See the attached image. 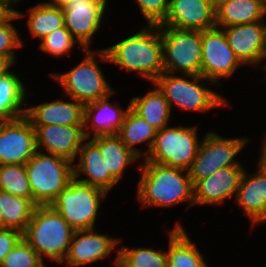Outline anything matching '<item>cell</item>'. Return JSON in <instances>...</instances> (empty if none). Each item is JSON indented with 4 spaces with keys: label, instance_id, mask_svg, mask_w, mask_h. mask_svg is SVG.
Masks as SVG:
<instances>
[{
    "label": "cell",
    "instance_id": "cell-39",
    "mask_svg": "<svg viewBox=\"0 0 266 267\" xmlns=\"http://www.w3.org/2000/svg\"><path fill=\"white\" fill-rule=\"evenodd\" d=\"M266 132V131H264ZM264 140L262 141V146L260 147V157L258 161V166L266 173V133L264 135Z\"/></svg>",
    "mask_w": 266,
    "mask_h": 267
},
{
    "label": "cell",
    "instance_id": "cell-20",
    "mask_svg": "<svg viewBox=\"0 0 266 267\" xmlns=\"http://www.w3.org/2000/svg\"><path fill=\"white\" fill-rule=\"evenodd\" d=\"M116 90L107 97L84 105V135L91 138L99 135H117L130 109V103L125 109L109 101ZM91 133V134H90Z\"/></svg>",
    "mask_w": 266,
    "mask_h": 267
},
{
    "label": "cell",
    "instance_id": "cell-5",
    "mask_svg": "<svg viewBox=\"0 0 266 267\" xmlns=\"http://www.w3.org/2000/svg\"><path fill=\"white\" fill-rule=\"evenodd\" d=\"M75 230L51 205H38L23 232V239L44 261L56 263L65 259Z\"/></svg>",
    "mask_w": 266,
    "mask_h": 267
},
{
    "label": "cell",
    "instance_id": "cell-25",
    "mask_svg": "<svg viewBox=\"0 0 266 267\" xmlns=\"http://www.w3.org/2000/svg\"><path fill=\"white\" fill-rule=\"evenodd\" d=\"M17 74L10 70L0 77V121L25 116L27 90Z\"/></svg>",
    "mask_w": 266,
    "mask_h": 267
},
{
    "label": "cell",
    "instance_id": "cell-10",
    "mask_svg": "<svg viewBox=\"0 0 266 267\" xmlns=\"http://www.w3.org/2000/svg\"><path fill=\"white\" fill-rule=\"evenodd\" d=\"M164 72L201 75V31L160 27Z\"/></svg>",
    "mask_w": 266,
    "mask_h": 267
},
{
    "label": "cell",
    "instance_id": "cell-21",
    "mask_svg": "<svg viewBox=\"0 0 266 267\" xmlns=\"http://www.w3.org/2000/svg\"><path fill=\"white\" fill-rule=\"evenodd\" d=\"M77 157L78 163H73V176L77 180L103 189L107 193L119 183L102 161L100 148L90 138L83 141Z\"/></svg>",
    "mask_w": 266,
    "mask_h": 267
},
{
    "label": "cell",
    "instance_id": "cell-3",
    "mask_svg": "<svg viewBox=\"0 0 266 267\" xmlns=\"http://www.w3.org/2000/svg\"><path fill=\"white\" fill-rule=\"evenodd\" d=\"M83 52L85 54L82 61L74 68L63 73L52 72L50 76L55 78L65 96L86 105L107 97L115 91V88H111L101 67L98 66L100 62H109L106 51L102 48L85 49Z\"/></svg>",
    "mask_w": 266,
    "mask_h": 267
},
{
    "label": "cell",
    "instance_id": "cell-42",
    "mask_svg": "<svg viewBox=\"0 0 266 267\" xmlns=\"http://www.w3.org/2000/svg\"><path fill=\"white\" fill-rule=\"evenodd\" d=\"M229 0H209L212 9L216 12L219 8L225 5Z\"/></svg>",
    "mask_w": 266,
    "mask_h": 267
},
{
    "label": "cell",
    "instance_id": "cell-23",
    "mask_svg": "<svg viewBox=\"0 0 266 267\" xmlns=\"http://www.w3.org/2000/svg\"><path fill=\"white\" fill-rule=\"evenodd\" d=\"M168 238L167 267H209L197 244L189 238L180 221L168 230Z\"/></svg>",
    "mask_w": 266,
    "mask_h": 267
},
{
    "label": "cell",
    "instance_id": "cell-11",
    "mask_svg": "<svg viewBox=\"0 0 266 267\" xmlns=\"http://www.w3.org/2000/svg\"><path fill=\"white\" fill-rule=\"evenodd\" d=\"M202 62L201 76L220 86V79L231 78L244 65L230 48L225 33L220 28L201 32Z\"/></svg>",
    "mask_w": 266,
    "mask_h": 267
},
{
    "label": "cell",
    "instance_id": "cell-24",
    "mask_svg": "<svg viewBox=\"0 0 266 267\" xmlns=\"http://www.w3.org/2000/svg\"><path fill=\"white\" fill-rule=\"evenodd\" d=\"M90 139L100 148L102 161L118 182L124 177L128 166L140 160L117 135H99Z\"/></svg>",
    "mask_w": 266,
    "mask_h": 267
},
{
    "label": "cell",
    "instance_id": "cell-17",
    "mask_svg": "<svg viewBox=\"0 0 266 267\" xmlns=\"http://www.w3.org/2000/svg\"><path fill=\"white\" fill-rule=\"evenodd\" d=\"M32 126L36 132L37 150L62 157L72 163L76 161L79 149L86 139L84 126L57 124Z\"/></svg>",
    "mask_w": 266,
    "mask_h": 267
},
{
    "label": "cell",
    "instance_id": "cell-22",
    "mask_svg": "<svg viewBox=\"0 0 266 267\" xmlns=\"http://www.w3.org/2000/svg\"><path fill=\"white\" fill-rule=\"evenodd\" d=\"M68 98L26 107L25 116L32 125L84 126V105Z\"/></svg>",
    "mask_w": 266,
    "mask_h": 267
},
{
    "label": "cell",
    "instance_id": "cell-19",
    "mask_svg": "<svg viewBox=\"0 0 266 267\" xmlns=\"http://www.w3.org/2000/svg\"><path fill=\"white\" fill-rule=\"evenodd\" d=\"M256 171L242 173L235 203L254 226L266 223V173L259 167ZM258 224V225H257Z\"/></svg>",
    "mask_w": 266,
    "mask_h": 267
},
{
    "label": "cell",
    "instance_id": "cell-33",
    "mask_svg": "<svg viewBox=\"0 0 266 267\" xmlns=\"http://www.w3.org/2000/svg\"><path fill=\"white\" fill-rule=\"evenodd\" d=\"M79 45L78 42L73 38L71 33L65 28H58L48 36L43 38L39 43L40 51L46 54L61 57L63 55L71 56L72 48L74 45Z\"/></svg>",
    "mask_w": 266,
    "mask_h": 267
},
{
    "label": "cell",
    "instance_id": "cell-34",
    "mask_svg": "<svg viewBox=\"0 0 266 267\" xmlns=\"http://www.w3.org/2000/svg\"><path fill=\"white\" fill-rule=\"evenodd\" d=\"M36 251L22 238L5 256L0 267H47Z\"/></svg>",
    "mask_w": 266,
    "mask_h": 267
},
{
    "label": "cell",
    "instance_id": "cell-28",
    "mask_svg": "<svg viewBox=\"0 0 266 267\" xmlns=\"http://www.w3.org/2000/svg\"><path fill=\"white\" fill-rule=\"evenodd\" d=\"M151 85L153 89L145 95L130 99V108L158 131L169 126L172 111L164 95L154 84Z\"/></svg>",
    "mask_w": 266,
    "mask_h": 267
},
{
    "label": "cell",
    "instance_id": "cell-27",
    "mask_svg": "<svg viewBox=\"0 0 266 267\" xmlns=\"http://www.w3.org/2000/svg\"><path fill=\"white\" fill-rule=\"evenodd\" d=\"M157 130L145 119L137 115L131 108L128 110L117 136L140 159L151 151ZM147 150H141L135 146L144 143Z\"/></svg>",
    "mask_w": 266,
    "mask_h": 267
},
{
    "label": "cell",
    "instance_id": "cell-7",
    "mask_svg": "<svg viewBox=\"0 0 266 267\" xmlns=\"http://www.w3.org/2000/svg\"><path fill=\"white\" fill-rule=\"evenodd\" d=\"M108 194L73 177L50 205L75 231L95 229L101 200Z\"/></svg>",
    "mask_w": 266,
    "mask_h": 267
},
{
    "label": "cell",
    "instance_id": "cell-6",
    "mask_svg": "<svg viewBox=\"0 0 266 267\" xmlns=\"http://www.w3.org/2000/svg\"><path fill=\"white\" fill-rule=\"evenodd\" d=\"M25 166L32 199L37 205H50L74 177L72 162L39 150Z\"/></svg>",
    "mask_w": 266,
    "mask_h": 267
},
{
    "label": "cell",
    "instance_id": "cell-35",
    "mask_svg": "<svg viewBox=\"0 0 266 267\" xmlns=\"http://www.w3.org/2000/svg\"><path fill=\"white\" fill-rule=\"evenodd\" d=\"M17 19V14L14 13L7 21L0 23V56L8 59L13 65H17L15 51L24 45L17 28L11 22Z\"/></svg>",
    "mask_w": 266,
    "mask_h": 267
},
{
    "label": "cell",
    "instance_id": "cell-43",
    "mask_svg": "<svg viewBox=\"0 0 266 267\" xmlns=\"http://www.w3.org/2000/svg\"><path fill=\"white\" fill-rule=\"evenodd\" d=\"M0 229H4V221H3V216L1 213V209H0Z\"/></svg>",
    "mask_w": 266,
    "mask_h": 267
},
{
    "label": "cell",
    "instance_id": "cell-40",
    "mask_svg": "<svg viewBox=\"0 0 266 267\" xmlns=\"http://www.w3.org/2000/svg\"><path fill=\"white\" fill-rule=\"evenodd\" d=\"M14 66L8 59L0 56V77L6 74Z\"/></svg>",
    "mask_w": 266,
    "mask_h": 267
},
{
    "label": "cell",
    "instance_id": "cell-31",
    "mask_svg": "<svg viewBox=\"0 0 266 267\" xmlns=\"http://www.w3.org/2000/svg\"><path fill=\"white\" fill-rule=\"evenodd\" d=\"M166 250L119 245L118 267H167Z\"/></svg>",
    "mask_w": 266,
    "mask_h": 267
},
{
    "label": "cell",
    "instance_id": "cell-14",
    "mask_svg": "<svg viewBox=\"0 0 266 267\" xmlns=\"http://www.w3.org/2000/svg\"><path fill=\"white\" fill-rule=\"evenodd\" d=\"M121 238H112L98 233L96 229L76 230L69 245L68 253L61 264L66 267H80L96 263L111 256L116 250L114 259L115 267H118V250Z\"/></svg>",
    "mask_w": 266,
    "mask_h": 267
},
{
    "label": "cell",
    "instance_id": "cell-16",
    "mask_svg": "<svg viewBox=\"0 0 266 267\" xmlns=\"http://www.w3.org/2000/svg\"><path fill=\"white\" fill-rule=\"evenodd\" d=\"M160 27L204 31L216 27V12L209 0H169V8Z\"/></svg>",
    "mask_w": 266,
    "mask_h": 267
},
{
    "label": "cell",
    "instance_id": "cell-44",
    "mask_svg": "<svg viewBox=\"0 0 266 267\" xmlns=\"http://www.w3.org/2000/svg\"><path fill=\"white\" fill-rule=\"evenodd\" d=\"M263 68V70H264V72H266V63H265V65H263L262 67H261V69ZM264 79V81H265V79H266V75H265V77L263 78Z\"/></svg>",
    "mask_w": 266,
    "mask_h": 267
},
{
    "label": "cell",
    "instance_id": "cell-1",
    "mask_svg": "<svg viewBox=\"0 0 266 267\" xmlns=\"http://www.w3.org/2000/svg\"><path fill=\"white\" fill-rule=\"evenodd\" d=\"M137 199L142 207L170 208L188 203L194 206L193 183L187 170L148 161L138 165Z\"/></svg>",
    "mask_w": 266,
    "mask_h": 267
},
{
    "label": "cell",
    "instance_id": "cell-30",
    "mask_svg": "<svg viewBox=\"0 0 266 267\" xmlns=\"http://www.w3.org/2000/svg\"><path fill=\"white\" fill-rule=\"evenodd\" d=\"M37 206L33 199L0 191V209L4 228L16 229L23 233Z\"/></svg>",
    "mask_w": 266,
    "mask_h": 267
},
{
    "label": "cell",
    "instance_id": "cell-38",
    "mask_svg": "<svg viewBox=\"0 0 266 267\" xmlns=\"http://www.w3.org/2000/svg\"><path fill=\"white\" fill-rule=\"evenodd\" d=\"M22 0H0V23L7 21L14 13L17 7L15 5Z\"/></svg>",
    "mask_w": 266,
    "mask_h": 267
},
{
    "label": "cell",
    "instance_id": "cell-15",
    "mask_svg": "<svg viewBox=\"0 0 266 267\" xmlns=\"http://www.w3.org/2000/svg\"><path fill=\"white\" fill-rule=\"evenodd\" d=\"M230 48L244 66L255 68L266 60V22L221 28Z\"/></svg>",
    "mask_w": 266,
    "mask_h": 267
},
{
    "label": "cell",
    "instance_id": "cell-41",
    "mask_svg": "<svg viewBox=\"0 0 266 267\" xmlns=\"http://www.w3.org/2000/svg\"><path fill=\"white\" fill-rule=\"evenodd\" d=\"M71 1L72 0H50V1H44V2L54 7L64 8Z\"/></svg>",
    "mask_w": 266,
    "mask_h": 267
},
{
    "label": "cell",
    "instance_id": "cell-26",
    "mask_svg": "<svg viewBox=\"0 0 266 267\" xmlns=\"http://www.w3.org/2000/svg\"><path fill=\"white\" fill-rule=\"evenodd\" d=\"M265 15L264 0H229L216 11V27L264 21Z\"/></svg>",
    "mask_w": 266,
    "mask_h": 267
},
{
    "label": "cell",
    "instance_id": "cell-13",
    "mask_svg": "<svg viewBox=\"0 0 266 267\" xmlns=\"http://www.w3.org/2000/svg\"><path fill=\"white\" fill-rule=\"evenodd\" d=\"M107 0H72L63 10L64 26L83 50L91 49L92 37L101 28Z\"/></svg>",
    "mask_w": 266,
    "mask_h": 267
},
{
    "label": "cell",
    "instance_id": "cell-37",
    "mask_svg": "<svg viewBox=\"0 0 266 267\" xmlns=\"http://www.w3.org/2000/svg\"><path fill=\"white\" fill-rule=\"evenodd\" d=\"M22 238L23 233L19 230L11 228L0 229V264Z\"/></svg>",
    "mask_w": 266,
    "mask_h": 267
},
{
    "label": "cell",
    "instance_id": "cell-29",
    "mask_svg": "<svg viewBox=\"0 0 266 267\" xmlns=\"http://www.w3.org/2000/svg\"><path fill=\"white\" fill-rule=\"evenodd\" d=\"M15 13L19 19L28 17L26 26L33 39L38 38L41 41L56 29L64 27L62 8L48 5L45 2L29 7L26 10L28 15L19 10H15Z\"/></svg>",
    "mask_w": 266,
    "mask_h": 267
},
{
    "label": "cell",
    "instance_id": "cell-4",
    "mask_svg": "<svg viewBox=\"0 0 266 267\" xmlns=\"http://www.w3.org/2000/svg\"><path fill=\"white\" fill-rule=\"evenodd\" d=\"M152 84L164 95L171 111L173 104L181 111L198 113L229 106L225 97L208 87L216 84L201 75L177 76L163 72Z\"/></svg>",
    "mask_w": 266,
    "mask_h": 267
},
{
    "label": "cell",
    "instance_id": "cell-32",
    "mask_svg": "<svg viewBox=\"0 0 266 267\" xmlns=\"http://www.w3.org/2000/svg\"><path fill=\"white\" fill-rule=\"evenodd\" d=\"M0 191L32 199L25 164L0 165Z\"/></svg>",
    "mask_w": 266,
    "mask_h": 267
},
{
    "label": "cell",
    "instance_id": "cell-9",
    "mask_svg": "<svg viewBox=\"0 0 266 267\" xmlns=\"http://www.w3.org/2000/svg\"><path fill=\"white\" fill-rule=\"evenodd\" d=\"M249 142L248 137L225 138L216 131L207 132L201 139L196 157L188 170L192 183L209 177L221 168L243 166L235 157Z\"/></svg>",
    "mask_w": 266,
    "mask_h": 267
},
{
    "label": "cell",
    "instance_id": "cell-45",
    "mask_svg": "<svg viewBox=\"0 0 266 267\" xmlns=\"http://www.w3.org/2000/svg\"><path fill=\"white\" fill-rule=\"evenodd\" d=\"M264 8H265V11H266V0H264Z\"/></svg>",
    "mask_w": 266,
    "mask_h": 267
},
{
    "label": "cell",
    "instance_id": "cell-18",
    "mask_svg": "<svg viewBox=\"0 0 266 267\" xmlns=\"http://www.w3.org/2000/svg\"><path fill=\"white\" fill-rule=\"evenodd\" d=\"M245 166H229L215 171L209 177L193 184L194 206L221 205L236 197ZM235 195V196H234Z\"/></svg>",
    "mask_w": 266,
    "mask_h": 267
},
{
    "label": "cell",
    "instance_id": "cell-12",
    "mask_svg": "<svg viewBox=\"0 0 266 267\" xmlns=\"http://www.w3.org/2000/svg\"><path fill=\"white\" fill-rule=\"evenodd\" d=\"M36 151V132L26 116L0 121V165L26 164Z\"/></svg>",
    "mask_w": 266,
    "mask_h": 267
},
{
    "label": "cell",
    "instance_id": "cell-36",
    "mask_svg": "<svg viewBox=\"0 0 266 267\" xmlns=\"http://www.w3.org/2000/svg\"><path fill=\"white\" fill-rule=\"evenodd\" d=\"M148 25H159L166 17L169 0H134Z\"/></svg>",
    "mask_w": 266,
    "mask_h": 267
},
{
    "label": "cell",
    "instance_id": "cell-2",
    "mask_svg": "<svg viewBox=\"0 0 266 267\" xmlns=\"http://www.w3.org/2000/svg\"><path fill=\"white\" fill-rule=\"evenodd\" d=\"M109 63L136 72L151 84L164 72L160 26L147 25L137 33L103 48Z\"/></svg>",
    "mask_w": 266,
    "mask_h": 267
},
{
    "label": "cell",
    "instance_id": "cell-8",
    "mask_svg": "<svg viewBox=\"0 0 266 267\" xmlns=\"http://www.w3.org/2000/svg\"><path fill=\"white\" fill-rule=\"evenodd\" d=\"M196 126H167L156 132L151 151L143 161L189 170L201 141Z\"/></svg>",
    "mask_w": 266,
    "mask_h": 267
}]
</instances>
